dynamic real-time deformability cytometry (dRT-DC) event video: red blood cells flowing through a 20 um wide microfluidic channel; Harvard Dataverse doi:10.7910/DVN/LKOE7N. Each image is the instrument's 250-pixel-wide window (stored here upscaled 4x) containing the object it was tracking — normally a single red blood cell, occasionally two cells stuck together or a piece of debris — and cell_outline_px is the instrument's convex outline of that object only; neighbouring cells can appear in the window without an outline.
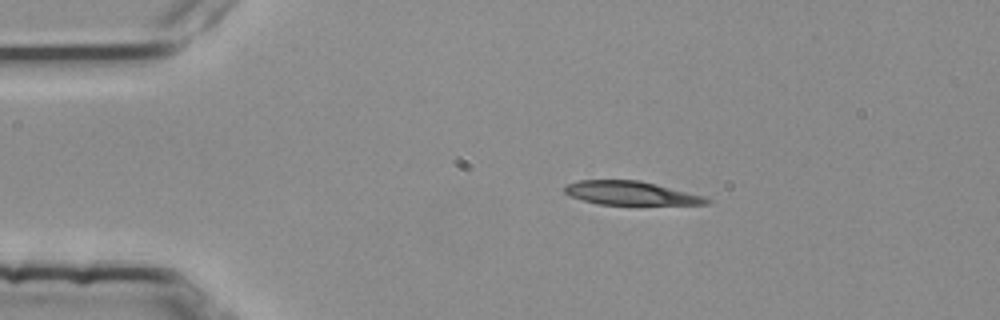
{"species": "common noctule bat (a hibernating species)", "species_latin": "Nyctalus noctula", "temperature_condition": "room temperature", "stored_images_in_passage": 44, "camera_frame_rate_fps": 3000, "um_per_image_px": 0.085, "animal": {"sex": "female", "body_mass_g": 25.1}, "frame": {"image": 1, "passage_image": 1, "time_ms": 0.0, "image_size_px": [1000, 320], "cell_outline_px": [[712, 200], [708, 204], [596, 204], [572, 196], [564, 192], [564, 188], [568, 184], [576, 180], [636, 180], [656, 184], [700, 196]], "centroid_in_image_um": [53.54, 16.41], "position_along_channel_um": 31.5, "area_um2": 19.02}}
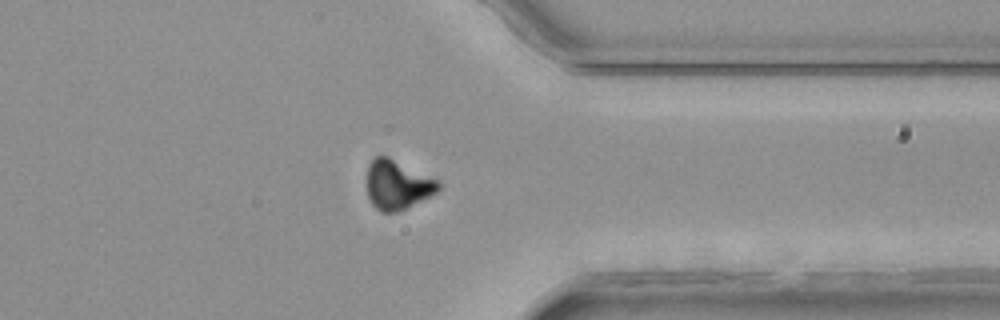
{"frame": {"image": 2, "passage_image": 33, "time_ms": 10.667, "image_size_px": [1000, 320], "cell_outline_px": [[440, 188], [436, 192], [400, 212], [380, 212], [372, 204], [368, 196], [364, 184], [368, 164], [376, 156], [388, 156], [440, 180]], "centroid_in_image_um": [33.74, 15.7], "position_along_channel_um": 377.7, "area_um2": 21.04}}
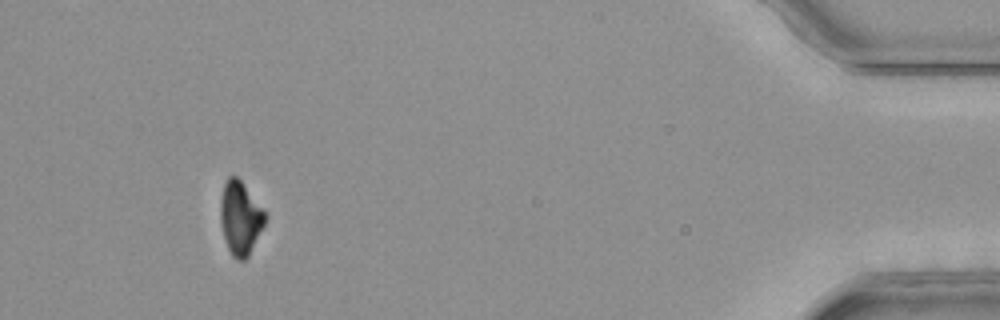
{"frame": {"image": 3, "passage_image": 41, "time_ms": 13.333, "image_size_px": [1000, 320], "cell_outline_px": [[268, 216], [248, 256], [244, 260], [236, 260], [232, 256], [228, 248], [220, 224], [220, 200], [224, 184], [228, 176], [236, 176], [240, 180]], "centroid_in_image_um": [20.4, 18.54], "position_along_channel_um": 414.8, "area_um2": 18.84}, "authors_computed_cell_mechanics": {"area_um2": 21.0103, "velocity_mm_per_s": 3.7815, "shape_relaxation_time_tau1_ms": 6.3443, "shape_relaxation_time_tau2_ms": null, "deformation_change_tau1": 0.1802, "deformation_change_tau2": null}}